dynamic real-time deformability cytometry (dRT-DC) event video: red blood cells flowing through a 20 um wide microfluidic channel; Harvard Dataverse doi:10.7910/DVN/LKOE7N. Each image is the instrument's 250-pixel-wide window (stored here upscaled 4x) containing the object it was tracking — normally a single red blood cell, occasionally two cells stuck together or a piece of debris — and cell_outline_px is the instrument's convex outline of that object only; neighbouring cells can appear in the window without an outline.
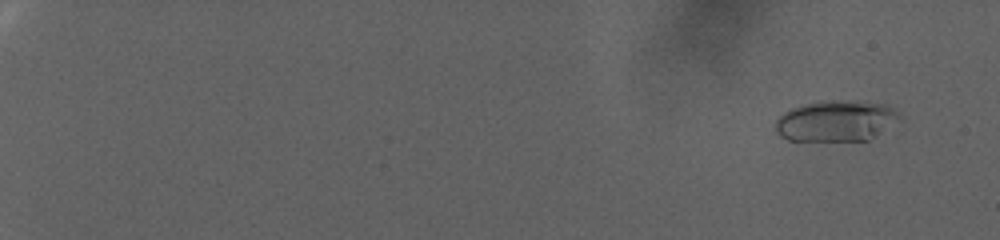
{"species": "human", "species_latin": "Homo sapiens", "temperature_condition": "warm", "stored_images_in_passage": 26, "camera_frame_rate_fps": 3000, "um_per_image_px": 0.085, "donor": {"sex": "female"}, "frame": {"image": 1, "passage_image": 1, "time_ms": 0.0, "image_size_px": [1000, 240], "cell_outline_px": [[900, 116], [880, 132], [868, 140], [788, 140], [780, 136], [776, 132], [776, 120], [784, 112], [792, 108], [804, 104], [832, 100], [856, 100], [888, 104], [896, 108], [900, 112]], "centroid_in_image_um": [71.05, 10.25], "position_along_channel_um": 13.9, "area_um2": 29.36}}